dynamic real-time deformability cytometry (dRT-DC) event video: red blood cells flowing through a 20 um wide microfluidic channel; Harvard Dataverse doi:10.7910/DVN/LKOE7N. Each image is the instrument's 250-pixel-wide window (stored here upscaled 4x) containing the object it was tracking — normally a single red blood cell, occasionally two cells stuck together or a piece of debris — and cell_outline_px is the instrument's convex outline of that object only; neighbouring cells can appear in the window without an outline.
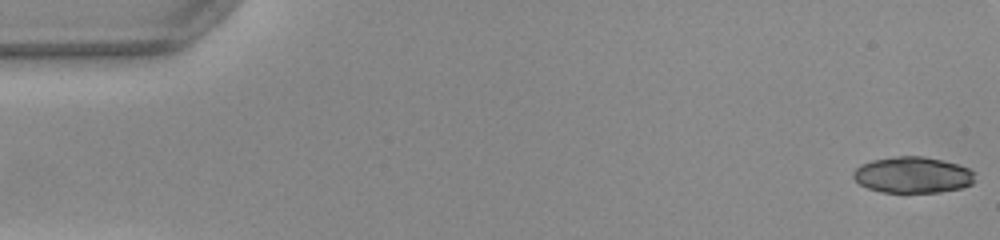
{"species": "common noctule bat (a hibernating species)", "species_latin": "Nyctalus noctula", "temperature_condition": "warm", "stored_images_in_passage": 45, "camera_frame_rate_fps": 3000, "um_per_image_px": 0.085, "animal": {"sex": "female", "body_mass_g": 22.0, "forearm_length_mm": 56.7}, "frame": {"image": 1, "passage_image": 1, "time_ms": 0.0, "image_size_px": [1000, 240], "cell_outline_px": [[972, 184], [960, 188], [940, 192], [880, 192], [868, 188], [860, 184], [852, 176], [852, 172], [860, 164], [872, 160], [896, 156], [924, 156], [956, 164], [968, 168], [972, 172]], "centroid_in_image_um": [77.52, 14.87], "position_along_channel_um": 7.5, "area_um2": 25.43}}